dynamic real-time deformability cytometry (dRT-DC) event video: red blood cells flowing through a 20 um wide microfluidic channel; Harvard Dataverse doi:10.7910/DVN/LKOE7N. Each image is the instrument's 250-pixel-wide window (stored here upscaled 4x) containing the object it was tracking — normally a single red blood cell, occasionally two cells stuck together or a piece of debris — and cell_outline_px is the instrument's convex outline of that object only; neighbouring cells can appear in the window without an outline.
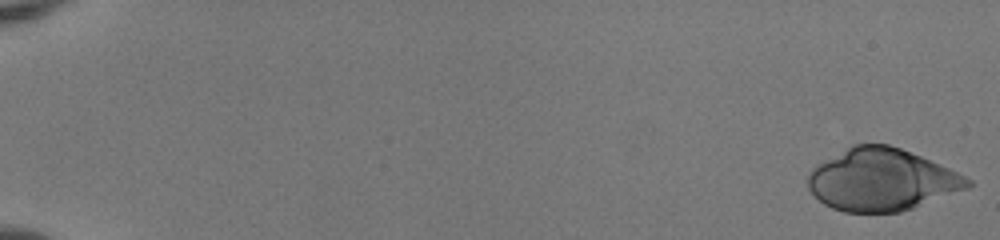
{"species": "human", "species_latin": "Homo sapiens", "temperature_condition": "room temperature", "stored_images_in_passage": 53, "camera_frame_rate_fps": 3000, "um_per_image_px": 0.085, "donor": {"sex": "female"}, "frame": {"image": 1, "passage_image": 1, "time_ms": 0.0, "image_size_px": [1000, 240], "cell_outline_px": [[972, 184], [968, 188], [912, 208], [900, 212], [844, 212], [832, 208], [824, 204], [808, 188], [808, 172], [812, 168], [824, 160], [852, 144], [888, 144], [900, 148], [920, 156], [948, 168], [972, 180]], "centroid_in_image_um": [74.91, 15.28], "position_along_channel_um": 10.1, "area_um2": 57.34}}
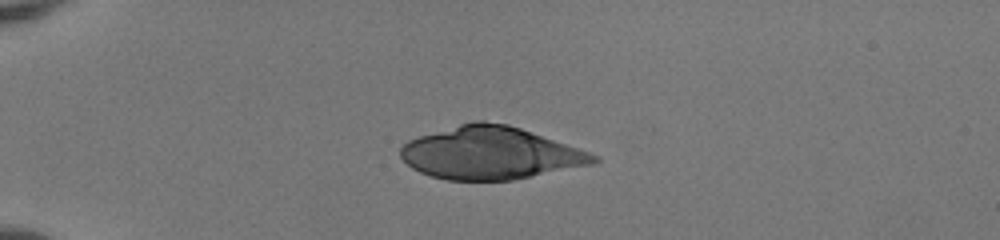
{"frame": {"image": 2, "passage_image": 15, "time_ms": 4.667, "image_size_px": [1000, 240], "cell_outline_px": [[600, 160], [596, 164], [512, 180], [448, 180], [432, 176], [420, 172], [412, 168], [400, 156], [400, 148], [408, 140], [420, 136], [460, 124], [476, 120], [484, 120], [508, 124], [520, 128], [600, 156]], "centroid_in_image_um": [41.71, 13.02], "position_along_channel_um": 43.3, "area_um2": 58.78}}